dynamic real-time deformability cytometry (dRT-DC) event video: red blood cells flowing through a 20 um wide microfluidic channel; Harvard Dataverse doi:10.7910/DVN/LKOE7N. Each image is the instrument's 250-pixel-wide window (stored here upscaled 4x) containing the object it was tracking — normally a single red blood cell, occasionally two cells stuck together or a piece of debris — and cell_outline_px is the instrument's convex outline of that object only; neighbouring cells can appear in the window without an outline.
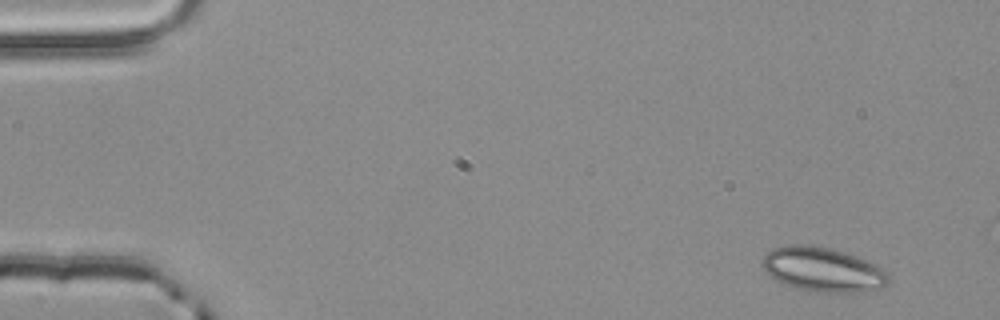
{"species": "common noctule bat (a hibernating species)", "species_latin": "Nyctalus noctula", "temperature_condition": "room temperature", "stored_images_in_passage": 3, "camera_frame_rate_fps": 3000, "um_per_image_px": 0.085, "animal": {"sex": "male", "body_mass_g": 20.4}, "frame": {"image": 1, "passage_image": 1, "time_ms": 0.0, "image_size_px": [1000, 320], "cell_outline_px": [[888, 284], [880, 288], [860, 292], [824, 292], [800, 288], [776, 280], [760, 264], [760, 260], [772, 248], [792, 244], [804, 244], [828, 248], [844, 252], [856, 256], [876, 264], [884, 268], [888, 272]], "centroid_in_image_um": [69.97, 22.89], "position_along_channel_um": 15.0, "area_um2": 32.31}}